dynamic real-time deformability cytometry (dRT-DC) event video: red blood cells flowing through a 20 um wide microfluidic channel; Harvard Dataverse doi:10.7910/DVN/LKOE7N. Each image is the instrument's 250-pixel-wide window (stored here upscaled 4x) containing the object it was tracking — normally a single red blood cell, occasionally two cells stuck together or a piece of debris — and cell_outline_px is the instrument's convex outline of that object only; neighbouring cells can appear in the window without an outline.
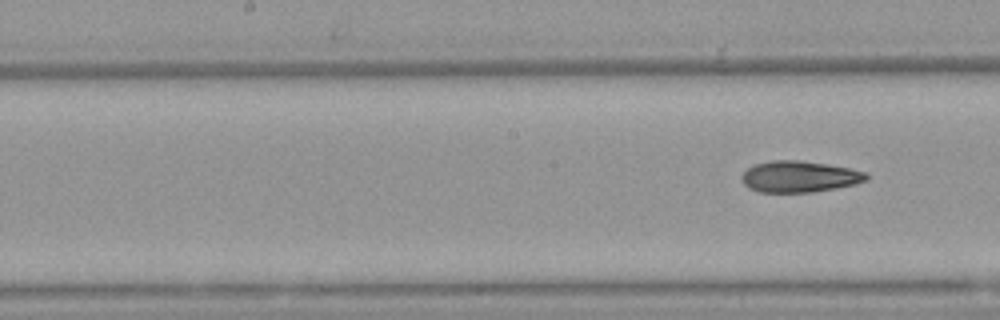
{"species": "Egyptian fruit bat (a non-hibernating species)", "species_latin": "Rousettus aegyptiacus", "temperature_condition": "warm", "stored_images_in_passage": 9, "segment_of_instrument_passage": [2, 2], "camera_frame_rate_fps": 3000, "um_per_image_px": 0.085, "animal": {"sex": "female"}, "frame": {"image": 1, "passage_image": 9, "time_ms": 2.667, "image_size_px": [1000, 320], "cell_outline_px": [[868, 180], [856, 184], [812, 192], [760, 192], [748, 188], [740, 180], [740, 176], [748, 168], [756, 164], [772, 160], [800, 160], [828, 164], [868, 172]], "centroid_in_image_um": [67.94, 15.01], "position_along_channel_um": 180.3, "area_um2": 22.83}}